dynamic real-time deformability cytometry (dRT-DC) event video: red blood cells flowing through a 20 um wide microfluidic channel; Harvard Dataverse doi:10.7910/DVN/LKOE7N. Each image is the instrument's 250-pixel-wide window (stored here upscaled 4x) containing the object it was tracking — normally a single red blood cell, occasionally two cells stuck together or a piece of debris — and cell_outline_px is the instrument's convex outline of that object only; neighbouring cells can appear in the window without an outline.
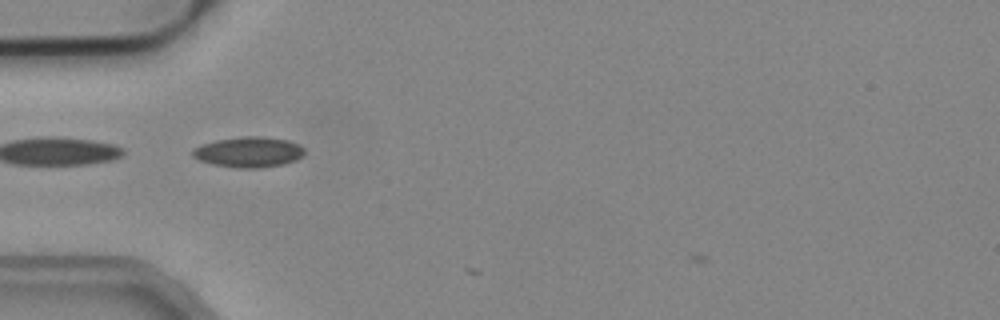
{"species": "common noctule bat (a hibernating species)", "species_latin": "Nyctalus noctula", "temperature_condition": "cold", "stored_images_in_passage": 2, "camera_frame_rate_fps": 3000, "um_per_image_px": 0.085, "animal": {"sex": "male", "body_mass_g": 19.2, "forearm_length_mm": 51.8}, "frame": {"image": 1, "passage_image": 1, "time_ms": 0.0, "image_size_px": [1000, 320], "cell_outline_px": [[304, 152], [296, 160], [284, 164], [260, 168], [232, 168], [212, 164], [200, 160], [192, 156], [192, 152], [196, 148], [204, 144], [216, 140], [244, 136], [260, 136], [288, 140], [304, 148]], "centroid_in_image_um": [21.14, 12.93], "position_along_channel_um": 63.9, "area_um2": 19.71}}